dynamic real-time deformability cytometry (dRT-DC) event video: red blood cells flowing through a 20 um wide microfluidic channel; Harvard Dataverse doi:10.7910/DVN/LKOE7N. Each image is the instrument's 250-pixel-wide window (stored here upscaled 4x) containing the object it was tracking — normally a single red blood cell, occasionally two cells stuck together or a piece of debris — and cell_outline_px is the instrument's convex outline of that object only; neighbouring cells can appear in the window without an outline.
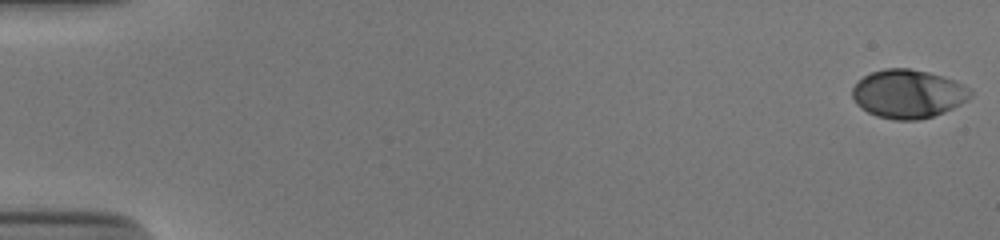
{"species": "human", "species_latin": "Homo sapiens", "temperature_condition": "cold", "stored_images_in_passage": 54, "camera_frame_rate_fps": 3000, "um_per_image_px": 0.085, "donor": {"sex": "male"}, "frame": {"image": 1, "passage_image": 1, "time_ms": 0.0, "image_size_px": [1000, 240], "cell_outline_px": [[972, 96], [968, 100], [944, 112], [932, 116], [916, 120], [896, 120], [876, 116], [860, 108], [856, 104], [852, 96], [852, 88], [864, 76], [872, 72], [884, 68], [908, 68], [928, 72], [944, 76], [956, 80], [972, 88]], "centroid_in_image_um": [77.21, 7.97], "position_along_channel_um": 7.8, "area_um2": 33.64}}
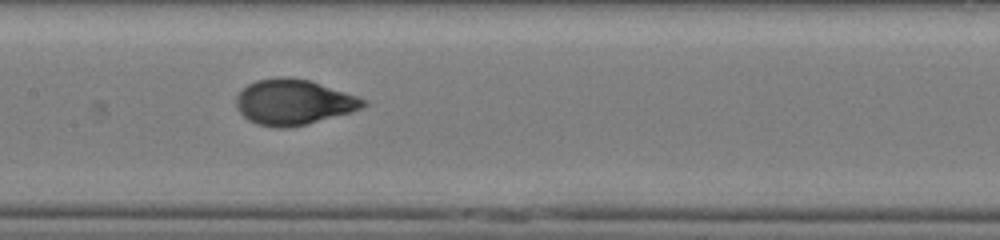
{"frame": {"image": 2, "passage_image": 28, "time_ms": 9.0, "image_size_px": [1000, 240], "cell_outline_px": [[368, 104], [352, 112], [308, 124], [288, 128], [276, 128], [256, 124], [248, 120], [236, 108], [236, 96], [248, 84], [256, 80], [276, 76], [288, 76], [308, 80], [368, 100]], "centroid_in_image_um": [24.93, 8.69], "position_along_channel_um": 182.5, "area_um2": 33.76}}
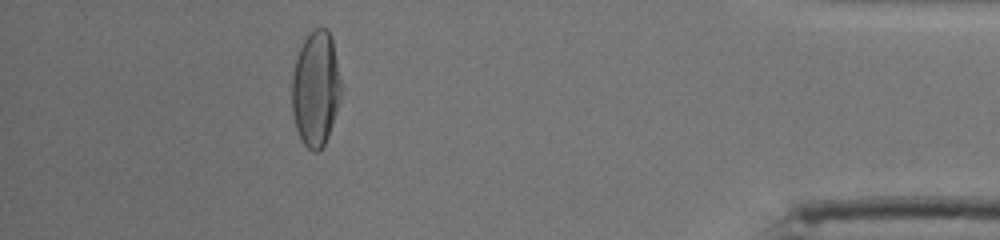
{"frame": {"image": 3, "passage_image": 49, "time_ms": 16.0, "image_size_px": [1000, 240], "cell_outline_px": [[344, 88], [328, 136], [324, 144], [316, 152], [312, 152], [300, 140], [296, 128], [292, 112], [292, 76], [296, 56], [304, 40], [316, 28], [328, 28], [332, 40]], "centroid_in_image_um": [26.85, 7.55], "position_along_channel_um": 408.3, "area_um2": 33.35}, "authors_computed_cell_mechanics": {"area_um2": 33.0905, "velocity_mm_per_s": 3.8746, "shape_relaxation_time_tau1_ms": 4.0467, "shape_relaxation_time_tau2_ms": null, "deformation_change_tau1": 0.2018, "deformation_change_tau2": null}}